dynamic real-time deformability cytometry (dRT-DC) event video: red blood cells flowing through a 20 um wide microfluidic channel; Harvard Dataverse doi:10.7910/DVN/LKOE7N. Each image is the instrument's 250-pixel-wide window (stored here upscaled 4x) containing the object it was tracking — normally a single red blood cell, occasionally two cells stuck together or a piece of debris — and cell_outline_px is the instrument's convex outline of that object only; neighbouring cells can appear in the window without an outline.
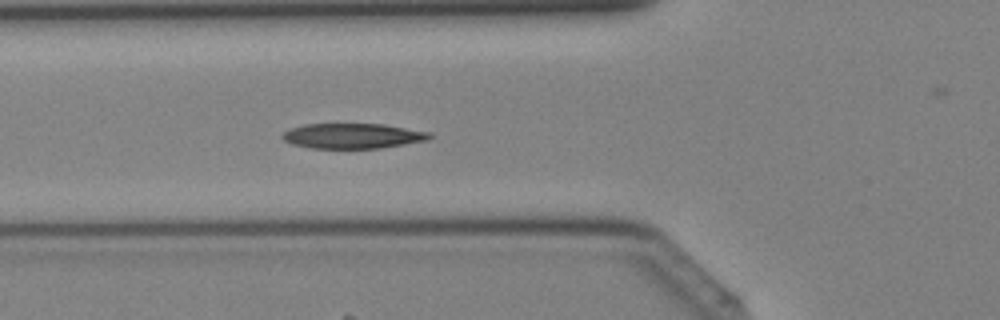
{"species": "Egyptian fruit bat (a non-hibernating species)", "species_latin": "Rousettus aegyptiacus", "temperature_condition": "cold", "stored_images_in_passage": 31, "camera_frame_rate_fps": 3000, "um_per_image_px": 0.085, "animal": {"sex": "female"}, "frame": {"image": 1, "passage_image": 5, "time_ms": 1.333, "image_size_px": [1000, 320], "cell_outline_px": [[432, 136], [428, 140], [380, 148], [308, 148], [292, 144], [284, 140], [280, 136], [288, 128], [304, 124], [384, 124], [432, 132]], "centroid_in_image_um": [29.96, 11.55], "position_along_channel_um": 95.8, "area_um2": 21.73}}
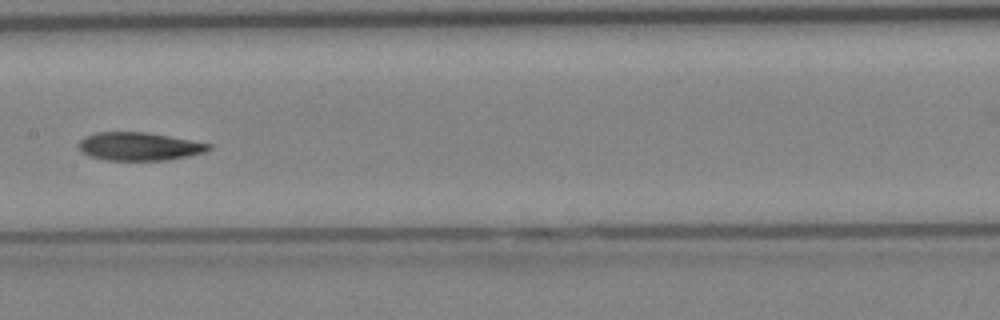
{"frame": {"image": 2, "passage_image": 11, "time_ms": 3.333, "image_size_px": [1000, 320], "cell_outline_px": [[212, 148], [204, 152], [188, 156], [168, 160], [104, 160], [88, 156], [80, 148], [80, 140], [84, 136], [96, 132], [144, 132], [168, 136], [212, 144]], "centroid_in_image_um": [11.83, 12.45], "position_along_channel_um": 195.6, "area_um2": 21.21}}
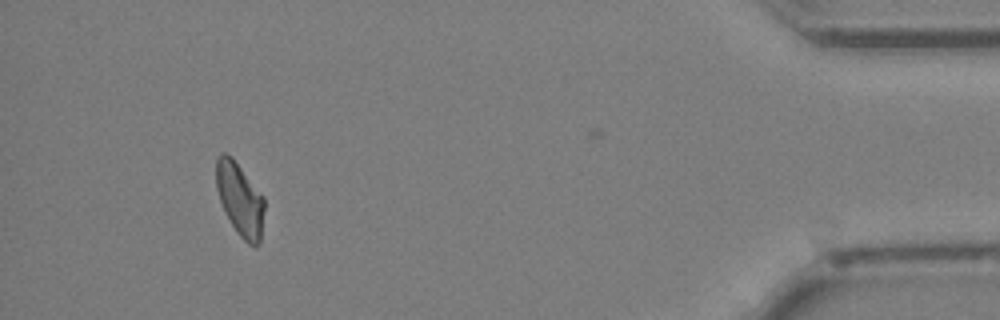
{"frame": {"image": 3, "passage_image": 28, "time_ms": 9.0, "image_size_px": [1000, 320], "cell_outline_px": [[264, 208], [260, 244], [256, 248], [248, 244], [240, 236], [232, 224], [220, 200], [216, 188], [216, 160], [220, 152], [224, 152], [232, 156], [264, 196]], "centroid_in_image_um": [20.41, 16.92], "position_along_channel_um": 414.8, "area_um2": 20.52}}